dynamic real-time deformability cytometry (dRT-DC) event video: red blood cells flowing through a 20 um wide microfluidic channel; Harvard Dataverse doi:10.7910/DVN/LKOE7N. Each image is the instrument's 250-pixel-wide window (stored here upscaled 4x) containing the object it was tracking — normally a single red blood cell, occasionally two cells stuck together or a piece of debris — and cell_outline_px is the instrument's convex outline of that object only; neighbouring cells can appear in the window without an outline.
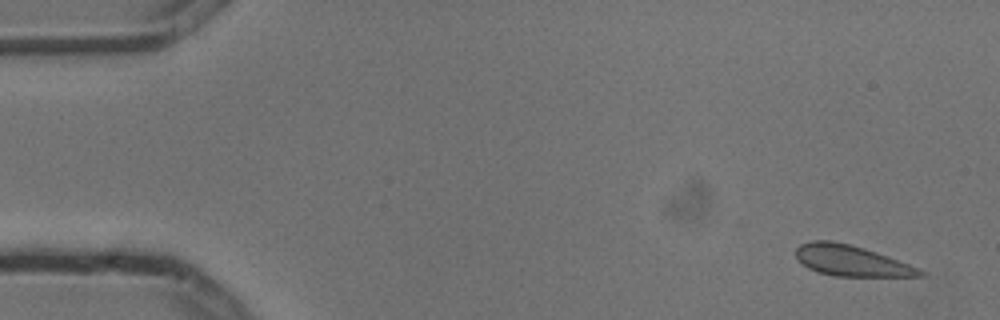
{"species": "common noctule bat (a hibernating species)", "species_latin": "Nyctalus noctula", "temperature_condition": "cold", "stored_images_in_passage": 8, "camera_frame_rate_fps": 3000, "um_per_image_px": 0.085, "animal": {"sex": "male", "body_mass_g": 13.3}, "frame": {"image": 1, "passage_image": 1, "time_ms": 0.0, "image_size_px": [1000, 320], "cell_outline_px": [[928, 276], [836, 276], [816, 272], [808, 268], [796, 256], [796, 248], [800, 244], [812, 240], [832, 240], [864, 248], [876, 252], [920, 268]], "centroid_in_image_um": [72.36, 22.16], "position_along_channel_um": 12.6, "area_um2": 22.14}}
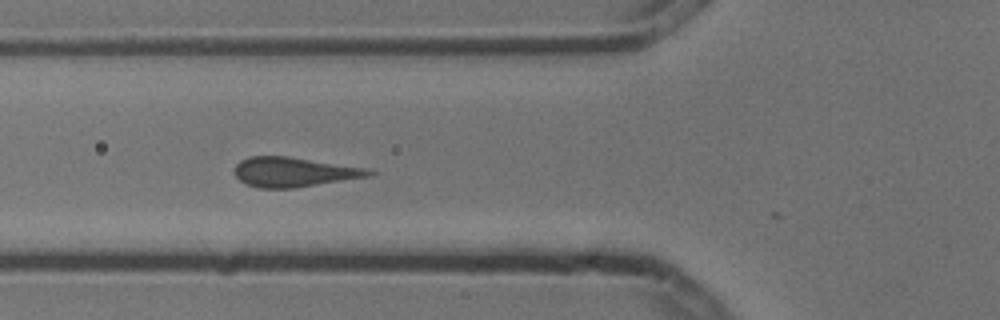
{"frame": {"image": 2, "passage_image": 6, "time_ms": 1.667, "image_size_px": [1000, 320], "cell_outline_px": [[376, 172], [372, 176], [296, 188], [260, 188], [244, 184], [232, 172], [236, 164], [240, 160], [248, 156], [288, 156], [368, 168]], "centroid_in_image_um": [24.98, 14.62], "position_along_channel_um": 100.8, "area_um2": 23.58}}
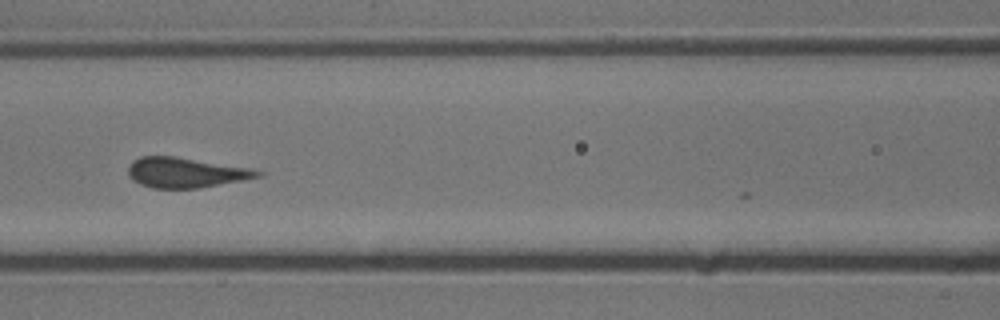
{"frame": {"image": 3, "passage_image": 7, "time_ms": 2.0, "image_size_px": [1000, 320], "cell_outline_px": [[264, 176], [200, 188], [152, 188], [140, 184], [132, 180], [128, 176], [128, 168], [132, 160], [140, 156], [176, 156], [252, 168], [264, 172]], "centroid_in_image_um": [15.79, 14.66], "position_along_channel_um": 150.8, "area_um2": 23.0}}